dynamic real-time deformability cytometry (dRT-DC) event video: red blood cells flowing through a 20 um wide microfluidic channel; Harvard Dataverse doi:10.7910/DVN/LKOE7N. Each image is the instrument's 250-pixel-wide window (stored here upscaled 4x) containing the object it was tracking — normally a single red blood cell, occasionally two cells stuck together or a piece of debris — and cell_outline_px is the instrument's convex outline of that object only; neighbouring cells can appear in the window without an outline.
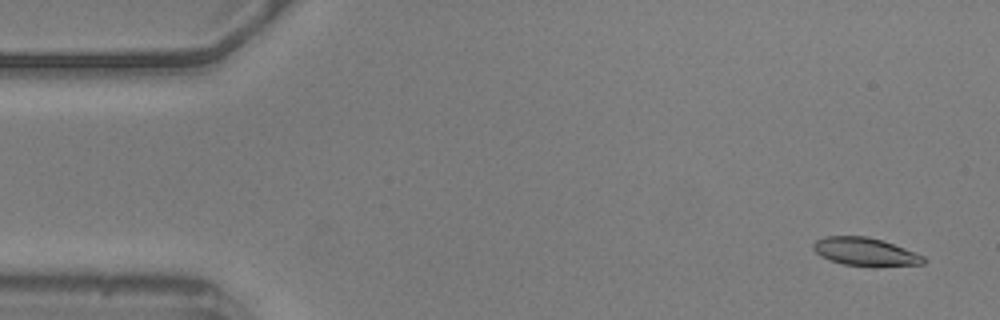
{"species": "common noctule bat (a hibernating species)", "species_latin": "Nyctalus noctula", "temperature_condition": "warm", "stored_images_in_passage": 56, "camera_frame_rate_fps": 3000, "um_per_image_px": 0.085, "animal": {"sex": "male", "body_mass_g": 20.5, "forearm_length_mm": 52.5}, "frame": {"image": 1, "passage_image": 3, "time_ms": 0.667, "image_size_px": [1000, 320], "cell_outline_px": [[924, 264], [876, 268], [872, 268], [844, 264], [820, 256], [812, 248], [812, 244], [816, 240], [824, 236], [868, 236], [884, 240], [916, 252], [924, 256]], "centroid_in_image_um": [73.58, 21.42], "position_along_channel_um": 11.4, "area_um2": 18.61}}
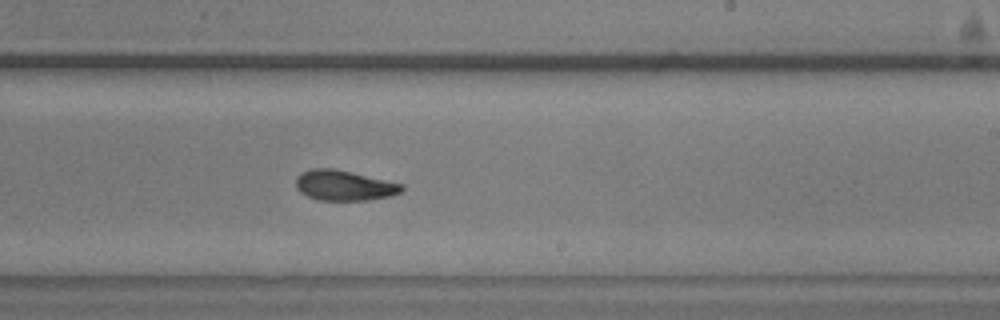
{"frame": {"image": 2, "passage_image": 33, "time_ms": 10.667, "image_size_px": [1000, 320], "cell_outline_px": [[404, 188], [400, 192], [392, 196], [368, 200], [320, 200], [308, 196], [300, 192], [296, 188], [296, 176], [300, 172], [312, 168], [332, 168], [404, 184]], "centroid_in_image_um": [29.24, 15.76], "position_along_channel_um": 259.8, "area_um2": 18.67}}
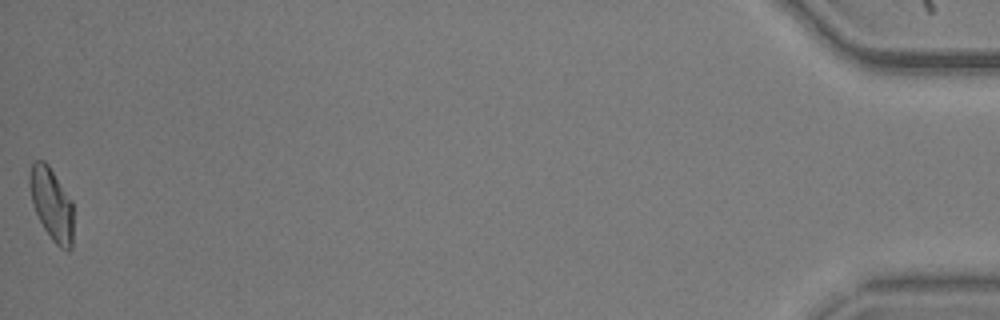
{"frame": {"image": 3, "passage_image": 56, "time_ms": 18.333, "image_size_px": [1000, 320], "cell_outline_px": [[72, 248], [68, 252], [60, 248], [52, 240], [44, 228], [36, 212], [32, 200], [28, 184], [28, 176], [32, 164], [36, 160], [44, 160], [48, 164], [72, 200]], "centroid_in_image_um": [4.38, 17.34], "position_along_channel_um": 430.8, "area_um2": 18.44}, "authors_computed_cell_mechanics": {"area_um2": 18.6116, "velocity_mm_per_s": 3.5893, "shape_relaxation_time_tau1_ms": 4.7922, "shape_relaxation_time_tau2_ms": 5.2563, "deformation_change_tau1": 0.1308, "deformation_change_tau2": 0.1243}}